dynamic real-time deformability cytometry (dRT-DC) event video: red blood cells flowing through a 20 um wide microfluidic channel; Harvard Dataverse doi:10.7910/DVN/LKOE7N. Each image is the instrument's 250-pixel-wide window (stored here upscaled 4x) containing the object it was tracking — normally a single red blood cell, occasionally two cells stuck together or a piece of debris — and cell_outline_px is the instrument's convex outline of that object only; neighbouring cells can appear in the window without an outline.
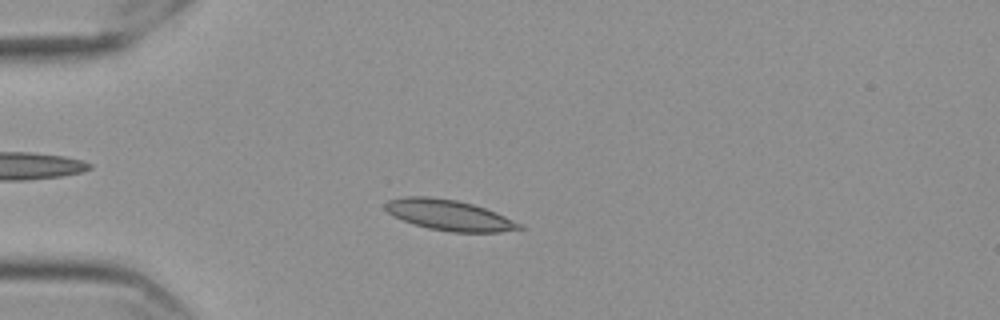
{"species": "Egyptian fruit bat (a non-hibernating species)", "species_latin": "Rousettus aegyptiacus", "temperature_condition": "cold", "stored_images_in_passage": 55, "camera_frame_rate_fps": 3000, "um_per_image_px": 0.085, "frame": {"image": 1, "passage_image": 13, "time_ms": 4.0, "image_size_px": [1000, 320], "cell_outline_px": [[524, 228], [500, 232], [452, 232], [428, 228], [412, 224], [388, 212], [384, 208], [384, 204], [388, 200], [404, 196], [428, 196], [456, 200], [472, 204], [496, 212], [520, 224]], "centroid_in_image_um": [38.14, 18.28], "position_along_channel_um": 46.9, "area_um2": 23.7}}
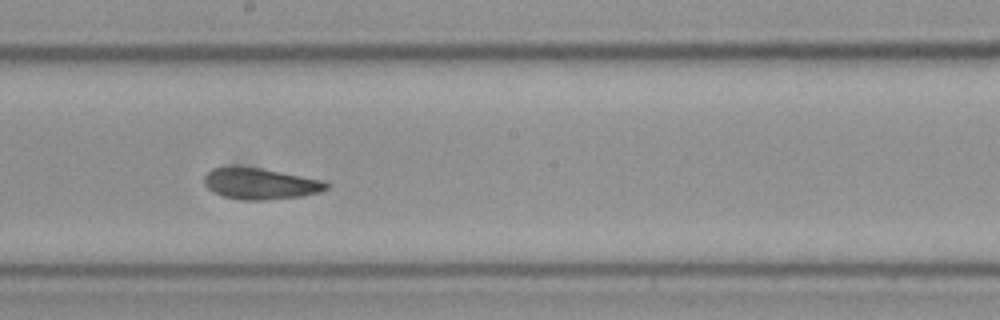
{"frame": {"image": 2, "passage_image": 30, "time_ms": 9.667, "image_size_px": [1000, 320], "cell_outline_px": [[332, 184], [328, 188], [320, 192], [304, 196], [264, 200], [244, 200], [224, 196], [212, 192], [204, 184], [204, 176], [212, 168], [260, 168], [324, 180]], "centroid_in_image_um": [22.19, 15.63], "position_along_channel_um": 226.0, "area_um2": 22.02}}
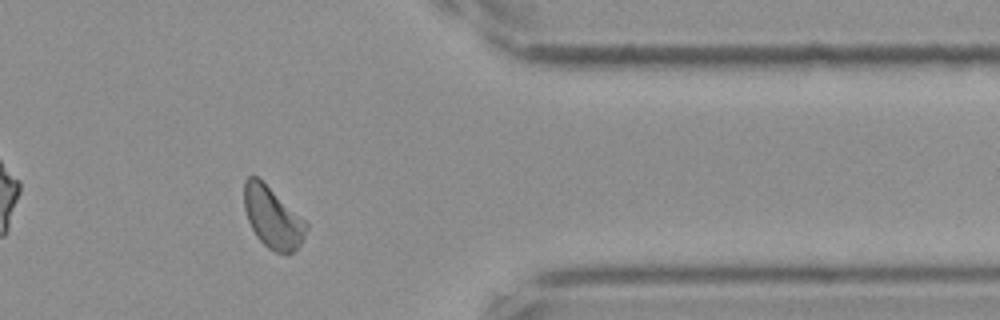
{"frame": {"image": 3, "passage_image": 45, "time_ms": 14.667, "image_size_px": [1000, 320], "cell_outline_px": [[308, 228], [300, 244], [288, 256], [284, 256], [268, 248], [256, 236], [248, 220], [244, 208], [244, 180], [248, 176], [256, 176], [300, 216], [308, 224]], "centroid_in_image_um": [23.16, 18.53], "position_along_channel_um": 388.2, "area_um2": 21.85}, "authors_computed_cell_mechanics": {"area_um2": 22.253, "velocity_mm_per_s": 3.5313, "shape_relaxation_time_tau1_ms": null, "shape_relaxation_time_tau2_ms": 7.0016, "deformation_change_tau1": null, "deformation_change_tau2": 0.1088}}